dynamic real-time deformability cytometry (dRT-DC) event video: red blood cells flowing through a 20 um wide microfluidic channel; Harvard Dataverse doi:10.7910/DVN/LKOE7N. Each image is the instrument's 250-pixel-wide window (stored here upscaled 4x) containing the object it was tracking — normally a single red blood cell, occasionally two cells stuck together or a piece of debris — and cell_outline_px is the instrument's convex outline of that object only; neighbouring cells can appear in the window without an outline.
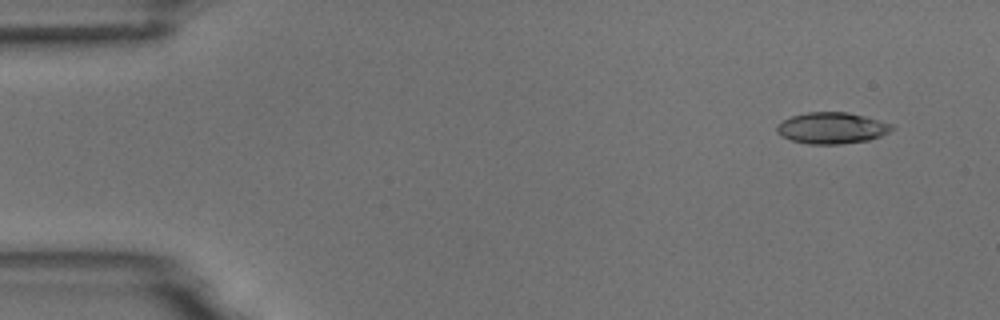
{"species": "common noctule bat (a hibernating species)", "species_latin": "Nyctalus noctula", "temperature_condition": "room temperature", "stored_images_in_passage": 6, "camera_frame_rate_fps": 3000, "um_per_image_px": 0.085, "animal": {"sex": "male", "body_mass_g": 18.8}, "frame": {"image": 1, "passage_image": 2, "time_ms": 1.0, "image_size_px": [1000, 320], "cell_outline_px": [[892, 128], [888, 132], [880, 136], [868, 140], [840, 144], [808, 144], [792, 140], [776, 132], [776, 128], [784, 120], [792, 116], [808, 112], [848, 112], [864, 116], [892, 124]], "centroid_in_image_um": [70.7, 10.88], "position_along_channel_um": 14.3, "area_um2": 20.63}}
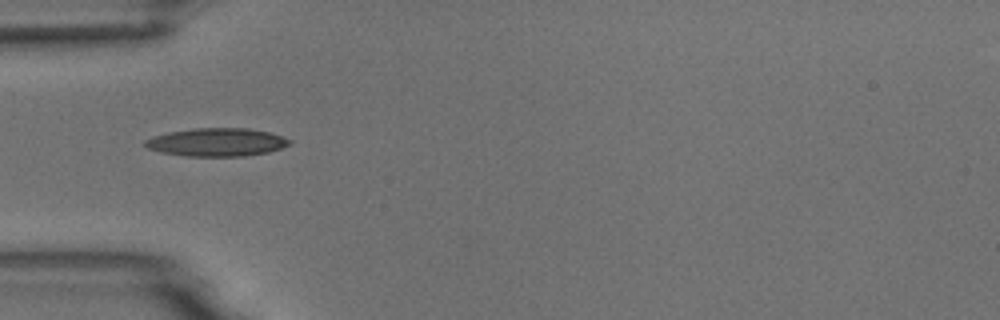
{"frame": {"image": 2, "passage_image": 5, "time_ms": 5.333, "image_size_px": [1000, 320], "cell_outline_px": [[292, 144], [268, 152], [244, 156], [184, 156], [160, 152], [148, 148], [144, 144], [144, 140], [152, 136], [168, 132], [196, 128], [248, 128], [268, 132], [292, 140]], "centroid_in_image_um": [18.4, 12.09], "position_along_channel_um": 66.6, "area_um2": 23.7}}